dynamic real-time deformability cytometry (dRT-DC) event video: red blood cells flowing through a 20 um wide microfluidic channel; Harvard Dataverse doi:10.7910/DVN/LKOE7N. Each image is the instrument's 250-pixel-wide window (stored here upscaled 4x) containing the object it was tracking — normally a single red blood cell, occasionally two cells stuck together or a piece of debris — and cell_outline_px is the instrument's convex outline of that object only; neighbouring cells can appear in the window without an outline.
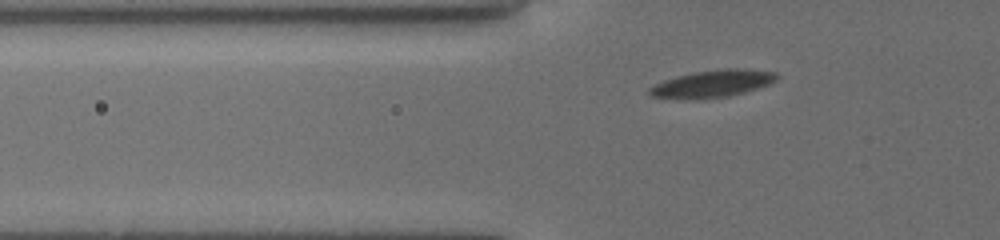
{"species": "common noctule bat (a hibernating species)", "species_latin": "Nyctalus noctula", "temperature_condition": "cold", "stored_images_in_passage": 42, "camera_frame_rate_fps": 3000, "um_per_image_px": 0.085, "animal": {"sex": "female", "body_mass_g": 19.5, "forearm_length_mm": 54.1}, "frame": {"image": 1, "passage_image": 6, "time_ms": 1.667, "image_size_px": [1000, 240], "cell_outline_px": [[780, 76], [776, 80], [768, 84], [756, 88], [728, 96], [692, 100], [652, 96], [648, 92], [648, 88], [664, 80], [676, 76], [692, 72], [720, 68], [744, 68], [776, 72]], "centroid_in_image_um": [60.56, 7.1], "position_along_channel_um": 65.2, "area_um2": 20.29}}
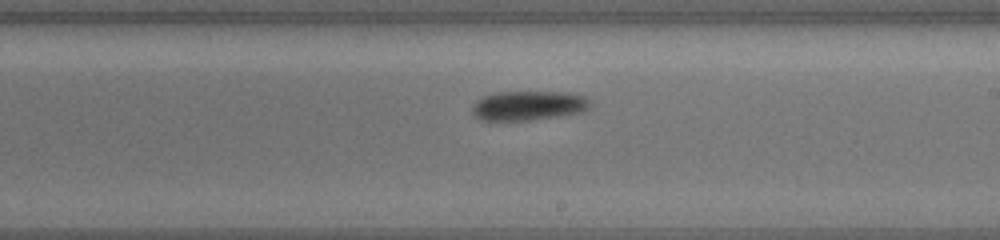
{"frame": {"image": 2, "passage_image": 21, "time_ms": 6.667, "image_size_px": [1000, 240], "cell_outline_px": [[592, 104], [588, 108], [580, 112], [528, 120], [480, 120], [472, 112], [472, 104], [476, 100], [484, 96], [496, 92], [572, 92], [584, 96], [592, 100]], "centroid_in_image_um": [44.92, 8.95], "position_along_channel_um": 244.1, "area_um2": 20.23}}
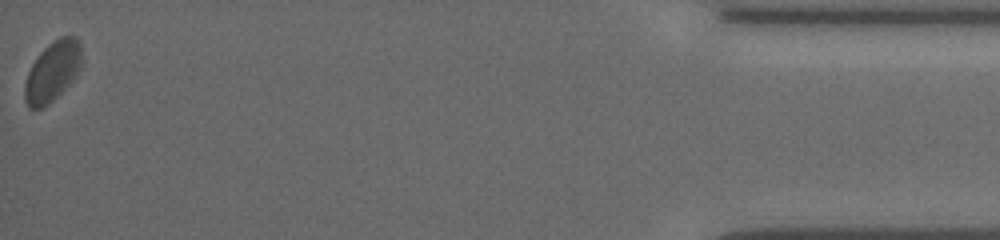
{"frame": {"image": 3, "passage_image": 42, "time_ms": 13.667, "image_size_px": [1000, 240], "cell_outline_px": [[80, 68], [72, 80], [48, 104], [40, 108], [28, 108], [24, 100], [24, 84], [28, 72], [32, 64], [40, 52], [48, 44], [60, 36], [76, 36], [80, 44]], "centroid_in_image_um": [4.43, 6.06], "position_along_channel_um": 430.8, "area_um2": 19.59}}